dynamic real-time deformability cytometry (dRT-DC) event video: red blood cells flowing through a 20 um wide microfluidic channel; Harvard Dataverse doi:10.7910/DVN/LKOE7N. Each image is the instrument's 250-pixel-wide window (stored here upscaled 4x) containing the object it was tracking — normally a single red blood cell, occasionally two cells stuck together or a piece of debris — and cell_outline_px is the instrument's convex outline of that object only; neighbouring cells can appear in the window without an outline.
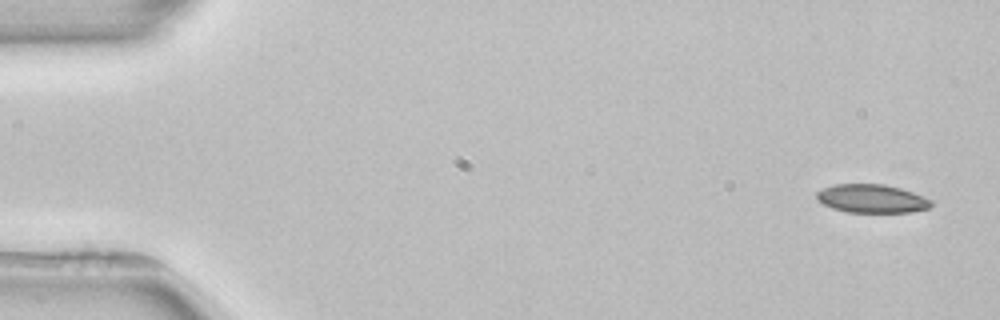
{"species": "common noctule bat (a hibernating species)", "species_latin": "Nyctalus noctula", "temperature_condition": "room temperature", "stored_images_in_passage": 4, "camera_frame_rate_fps": 3000, "um_per_image_px": 0.085, "animal": {"sex": "female", "body_mass_g": 22.7, "forearm_length_mm": 54.2}, "frame": {"image": 1, "passage_image": 1, "time_ms": 0.0, "image_size_px": [1000, 320], "cell_outline_px": [[932, 204], [928, 208], [912, 212], [848, 212], [832, 208], [816, 200], [816, 192], [824, 188], [836, 184], [884, 184], [900, 188], [912, 192], [932, 200]], "centroid_in_image_um": [74.09, 16.88], "position_along_channel_um": 10.9, "area_um2": 18.9}}
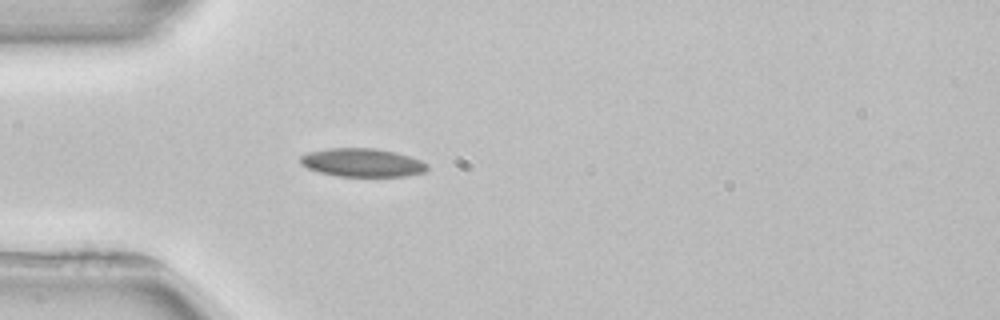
{"frame": {"image": 2, "passage_image": 4, "time_ms": 4.333, "image_size_px": [1000, 320], "cell_outline_px": [[428, 168], [424, 172], [404, 176], [336, 176], [320, 172], [308, 168], [300, 164], [300, 156], [308, 152], [328, 148], [376, 148], [396, 152], [420, 160], [428, 164]], "centroid_in_image_um": [30.78, 13.81], "position_along_channel_um": 54.2, "area_um2": 20.98}}